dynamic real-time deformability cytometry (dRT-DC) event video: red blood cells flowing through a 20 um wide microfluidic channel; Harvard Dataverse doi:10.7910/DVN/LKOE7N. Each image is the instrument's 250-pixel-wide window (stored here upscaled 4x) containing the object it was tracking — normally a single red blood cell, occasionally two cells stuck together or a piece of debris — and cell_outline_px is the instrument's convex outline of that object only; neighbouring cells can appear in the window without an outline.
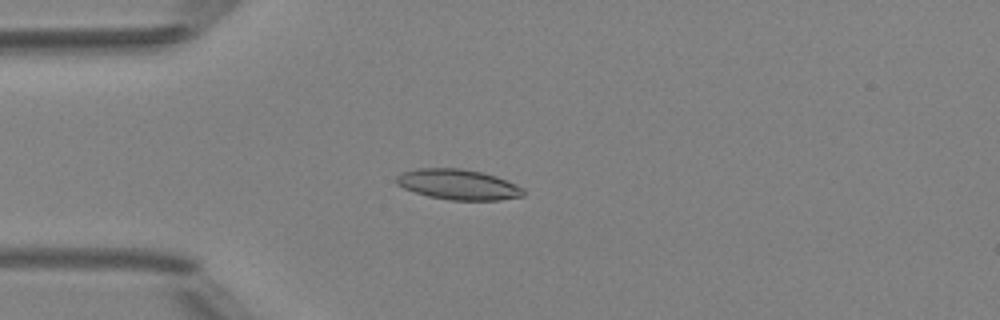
{"species": "Egyptian fruit bat (a non-hibernating species)", "species_latin": "Rousettus aegyptiacus", "temperature_condition": "room temperature", "stored_images_in_passage": 4, "camera_frame_rate_fps": 3000, "um_per_image_px": 0.085, "animal": {"sex": "female"}, "frame": {"image": 1, "passage_image": 4, "time_ms": 3.333, "image_size_px": [1000, 320], "cell_outline_px": [[524, 196], [500, 200], [452, 200], [428, 196], [404, 188], [396, 184], [396, 176], [400, 172], [416, 168], [460, 168], [480, 172], [496, 176], [524, 188]], "centroid_in_image_um": [38.92, 15.68], "position_along_channel_um": 46.1, "area_um2": 22.48}}